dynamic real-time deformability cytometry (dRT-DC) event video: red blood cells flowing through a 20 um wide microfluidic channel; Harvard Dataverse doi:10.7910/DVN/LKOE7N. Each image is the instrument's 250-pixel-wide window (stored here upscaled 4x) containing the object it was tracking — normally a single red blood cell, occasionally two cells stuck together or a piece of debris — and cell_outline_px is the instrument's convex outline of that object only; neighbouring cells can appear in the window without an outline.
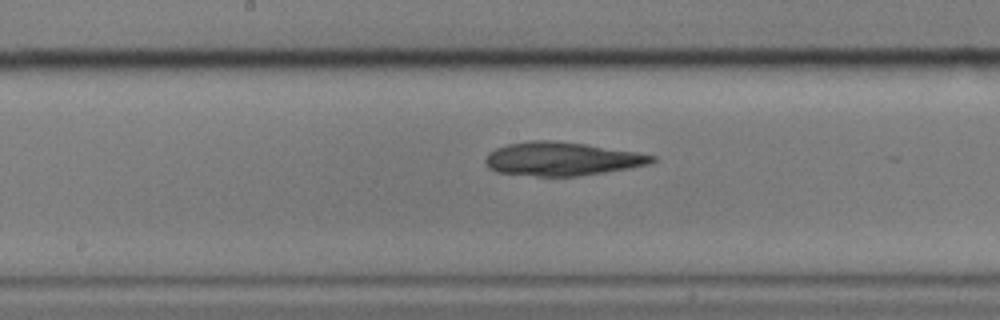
{"species": "common noctule bat (a hibernating species)", "species_latin": "Nyctalus noctula", "temperature_condition": "cold", "stored_images_in_passage": 42, "camera_frame_rate_fps": 3000, "um_per_image_px": 0.085, "animal": {"sex": "male", "body_mass_g": 17.9}, "frame": {"image": 1, "passage_image": 15, "time_ms": 4.667, "image_size_px": [1000, 320], "cell_outline_px": [[656, 160], [648, 164], [628, 168], [604, 172], [576, 176], [536, 176], [496, 172], [488, 168], [484, 160], [488, 152], [496, 148], [508, 144], [532, 140], [548, 140], [584, 144], [636, 152], [656, 156]], "centroid_in_image_um": [47.7, 13.51], "position_along_channel_um": 200.5, "area_um2": 32.31}}
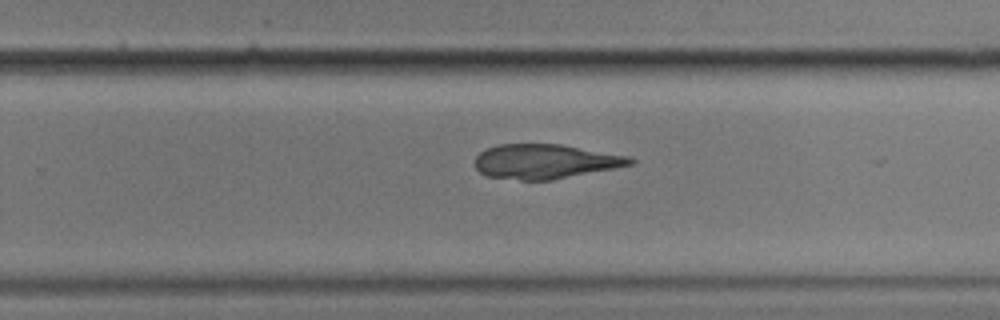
{"frame": {"image": 2, "passage_image": 22, "time_ms": 7.0, "image_size_px": [1000, 320], "cell_outline_px": [[636, 160], [632, 164], [616, 168], [552, 180], [520, 180], [488, 176], [480, 172], [476, 168], [476, 156], [480, 152], [496, 144], [560, 144], [628, 156]], "centroid_in_image_um": [46.34, 13.72], "position_along_channel_um": 283.5, "area_um2": 31.1}}
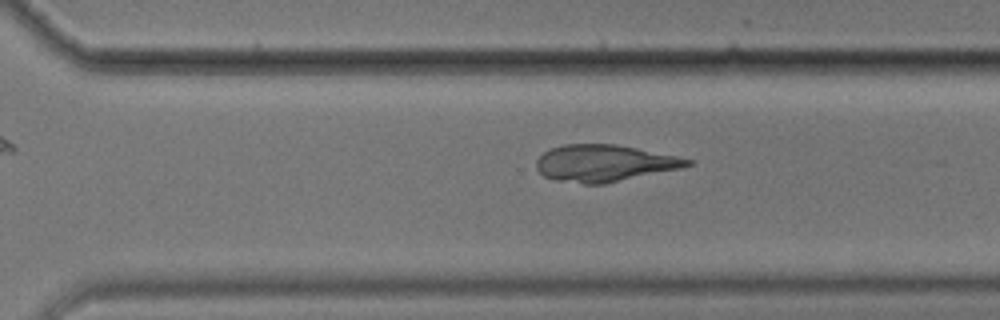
{"frame": {"image": 3, "passage_image": 25, "time_ms": 8.0, "image_size_px": [1000, 320], "cell_outline_px": [[692, 164], [676, 168], [604, 184], [584, 184], [556, 180], [544, 176], [536, 168], [536, 160], [544, 152], [552, 148], [564, 144], [616, 144], [676, 156], [692, 160]], "centroid_in_image_um": [51.29, 13.86], "position_along_channel_um": 319.3, "area_um2": 31.79}}